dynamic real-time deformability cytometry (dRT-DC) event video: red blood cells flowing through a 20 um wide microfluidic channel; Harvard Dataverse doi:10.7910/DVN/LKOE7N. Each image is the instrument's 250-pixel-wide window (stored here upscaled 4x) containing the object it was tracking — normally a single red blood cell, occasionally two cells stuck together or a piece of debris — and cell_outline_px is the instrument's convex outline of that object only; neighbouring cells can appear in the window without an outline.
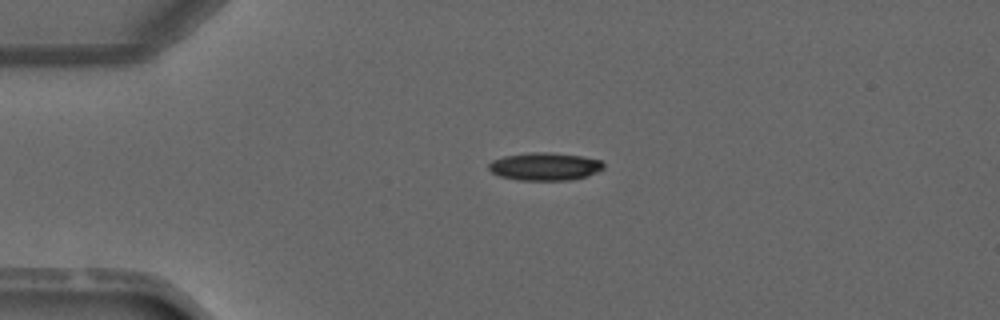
{"species": "common noctule bat (a hibernating species)", "species_latin": "Nyctalus noctula", "temperature_condition": "warm", "stored_images_in_passage": 2, "camera_frame_rate_fps": 3000, "um_per_image_px": 0.085, "animal": {"sex": "male", "forearm_length_mm": 52.5}, "frame": {"image": 1, "passage_image": 1, "time_ms": 0.0, "image_size_px": [1000, 320], "cell_outline_px": [[604, 168], [588, 176], [572, 180], [520, 180], [500, 176], [492, 172], [488, 168], [488, 164], [492, 160], [504, 156], [528, 152], [548, 152], [584, 156], [600, 160], [604, 164]], "centroid_in_image_um": [46.32, 14.14], "position_along_channel_um": 38.7, "area_um2": 18.73}}